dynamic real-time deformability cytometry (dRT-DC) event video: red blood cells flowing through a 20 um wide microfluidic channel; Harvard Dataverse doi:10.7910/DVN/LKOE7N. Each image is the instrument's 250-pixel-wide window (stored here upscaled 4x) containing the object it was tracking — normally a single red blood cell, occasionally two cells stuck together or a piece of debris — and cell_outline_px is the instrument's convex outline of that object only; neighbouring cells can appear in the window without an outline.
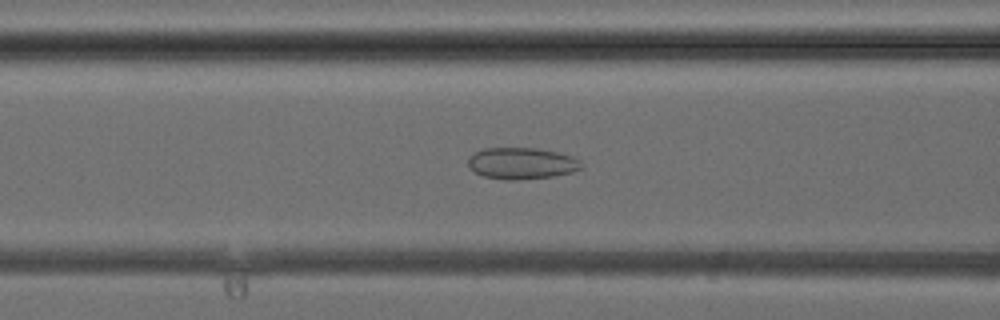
{"species": "common noctule bat (a hibernating species)", "species_latin": "Nyctalus noctula", "temperature_condition": "cold", "stored_images_in_passage": 42, "camera_frame_rate_fps": 3000, "um_per_image_px": 0.085, "animal": {"sex": "female", "body_mass_g": 24.6, "forearm_length_mm": 56.2}, "frame": {"image": 1, "passage_image": 17, "time_ms": 5.333, "image_size_px": [1000, 320], "cell_outline_px": [[580, 168], [572, 172], [552, 176], [516, 180], [504, 180], [484, 176], [476, 172], [468, 164], [468, 156], [472, 152], [484, 148], [536, 148], [556, 152], [572, 156], [580, 160]], "centroid_in_image_um": [44.3, 13.87], "position_along_channel_um": 122.3, "area_um2": 20.69}}
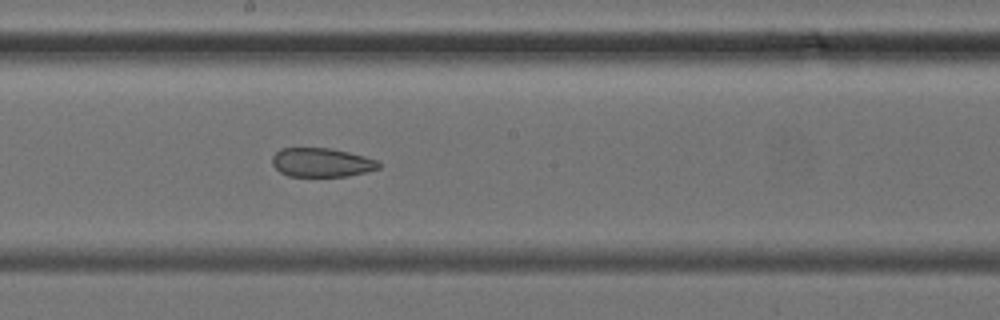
{"frame": {"image": 2, "passage_image": 23, "time_ms": 7.333, "image_size_px": [1000, 320], "cell_outline_px": [[380, 168], [348, 176], [288, 176], [280, 172], [272, 164], [272, 156], [280, 148], [332, 148], [364, 156], [376, 160], [380, 164]], "centroid_in_image_um": [27.31, 13.8], "position_along_channel_um": 220.9, "area_um2": 17.92}}
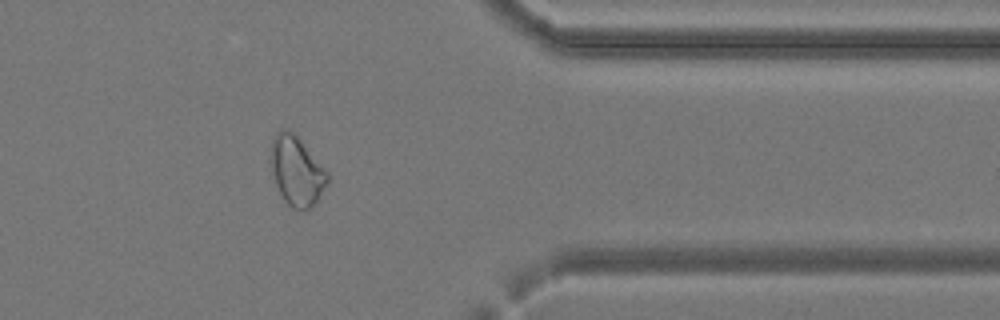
{"frame": {"image": 3, "passage_image": 34, "time_ms": 11.0, "image_size_px": [1000, 320], "cell_outline_px": [[328, 184], [316, 200], [304, 212], [292, 208], [284, 200], [276, 184], [268, 160], [272, 140], [276, 132], [280, 128], [288, 128], [300, 140], [328, 172]], "centroid_in_image_um": [25.17, 14.51], "position_along_channel_um": 386.2, "area_um2": 22.95}}